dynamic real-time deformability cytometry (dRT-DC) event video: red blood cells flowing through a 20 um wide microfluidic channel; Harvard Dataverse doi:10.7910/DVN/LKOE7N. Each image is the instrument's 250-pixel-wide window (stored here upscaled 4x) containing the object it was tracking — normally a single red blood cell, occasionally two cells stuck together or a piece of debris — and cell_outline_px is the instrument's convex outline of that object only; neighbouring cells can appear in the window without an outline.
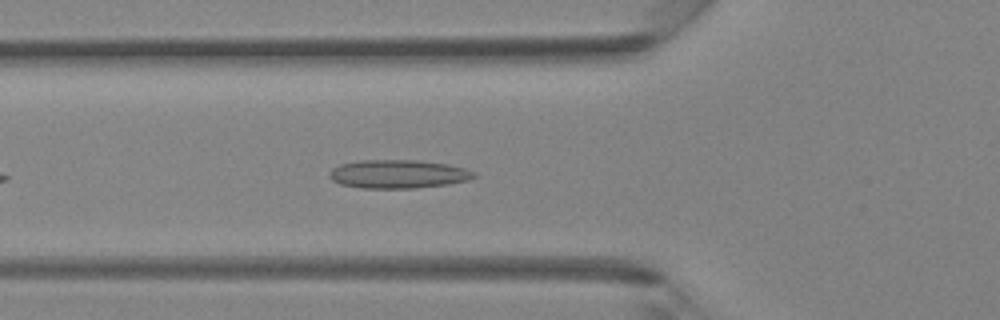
{"species": "Egyptian fruit bat (a non-hibernating species)", "species_latin": "Rousettus aegyptiacus", "temperature_condition": "room temperature", "stored_images_in_passage": 33, "camera_frame_rate_fps": 3000, "um_per_image_px": 0.085, "animal": {"sex": "female"}, "frame": {"image": 1, "passage_image": 6, "time_ms": 1.667, "image_size_px": [1000, 320], "cell_outline_px": [[476, 176], [468, 180], [448, 184], [416, 188], [360, 188], [340, 184], [332, 180], [328, 176], [328, 172], [332, 168], [340, 164], [360, 160], [416, 160], [448, 164], [464, 168], [476, 172]], "centroid_in_image_um": [33.82, 14.79], "position_along_channel_um": 92.0, "area_um2": 24.16}}
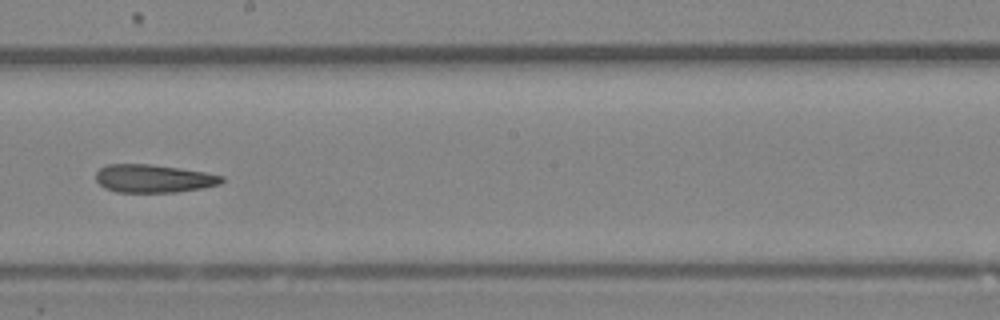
{"frame": {"image": 2, "passage_image": 15, "time_ms": 4.667, "image_size_px": [1000, 320], "cell_outline_px": [[224, 180], [220, 184], [204, 188], [176, 192], [116, 192], [104, 188], [96, 180], [96, 172], [100, 168], [108, 164], [148, 164], [180, 168], [204, 172], [224, 176]], "centroid_in_image_um": [13.06, 15.18], "position_along_channel_um": 235.1, "area_um2": 20.63}}
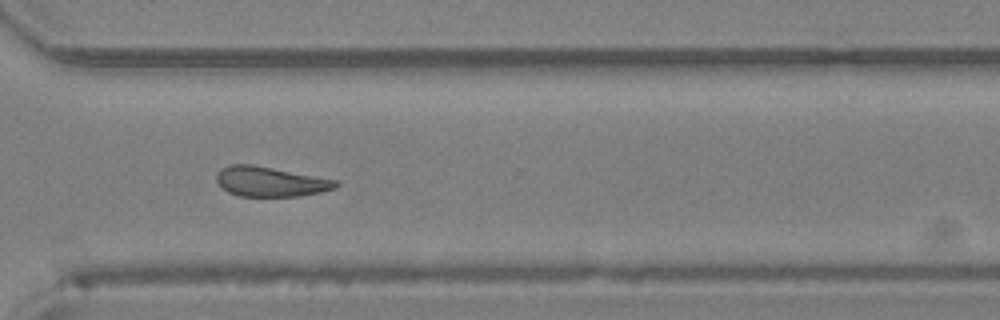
{"frame": {"image": 3, "passage_image": 22, "time_ms": 7.0, "image_size_px": [1000, 320], "cell_outline_px": [[340, 184], [336, 188], [320, 192], [300, 196], [240, 196], [228, 192], [216, 180], [216, 172], [220, 168], [228, 164], [252, 164], [336, 180]], "centroid_in_image_um": [22.95, 15.43], "position_along_channel_um": 347.6, "area_um2": 20.69}}